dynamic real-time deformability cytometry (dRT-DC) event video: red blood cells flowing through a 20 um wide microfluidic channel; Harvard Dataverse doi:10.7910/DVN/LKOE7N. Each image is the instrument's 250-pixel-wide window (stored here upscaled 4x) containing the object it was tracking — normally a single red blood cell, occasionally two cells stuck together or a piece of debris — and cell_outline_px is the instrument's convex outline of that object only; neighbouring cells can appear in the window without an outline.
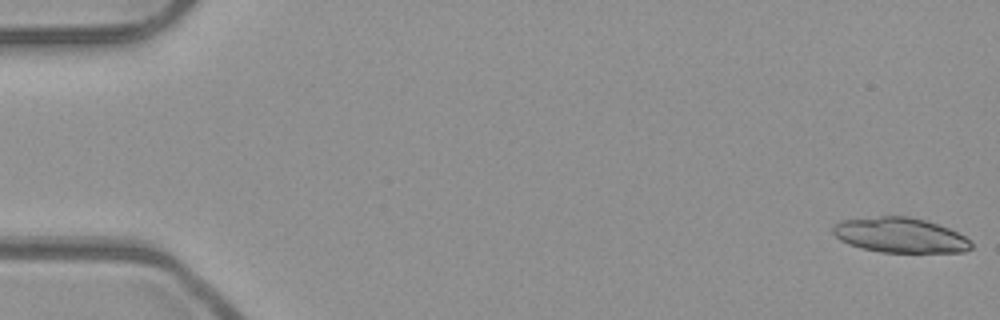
{"species": "common noctule bat (a hibernating species)", "species_latin": "Nyctalus noctula", "temperature_condition": "room temperature", "stored_images_in_passage": 52, "camera_frame_rate_fps": 3000, "um_per_image_px": 0.085, "animal": {"sex": "male", "body_mass_g": 23.1, "forearm_length_mm": 52.7}, "frame": {"image": 1, "passage_image": 1, "time_ms": 0.0, "image_size_px": [1000, 320], "cell_outline_px": [[972, 248], [964, 252], [880, 252], [860, 248], [848, 244], [840, 240], [832, 232], [832, 228], [840, 220], [880, 216], [908, 216], [924, 220], [948, 228], [972, 240]], "centroid_in_image_um": [76.5, 19.99], "position_along_channel_um": 8.5, "area_um2": 28.21}}